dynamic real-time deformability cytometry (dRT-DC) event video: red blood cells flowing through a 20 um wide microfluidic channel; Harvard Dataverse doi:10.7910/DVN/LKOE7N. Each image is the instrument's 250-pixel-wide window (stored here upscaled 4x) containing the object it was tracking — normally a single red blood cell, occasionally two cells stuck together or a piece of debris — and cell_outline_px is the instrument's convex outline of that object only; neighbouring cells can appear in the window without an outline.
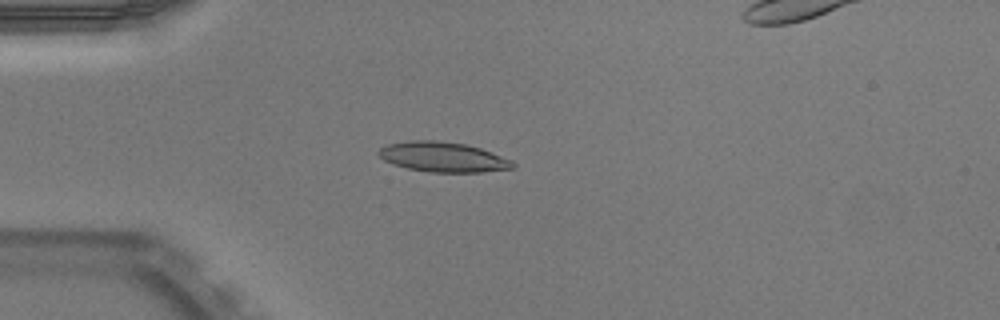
{"species": "Egyptian fruit bat (a non-hibernating species)", "species_latin": "Rousettus aegyptiacus", "temperature_condition": "warm", "stored_images_in_passage": 45, "camera_frame_rate_fps": 3000, "um_per_image_px": 0.085, "animal": {"sex": "male"}, "frame": {"image": 1, "passage_image": 14, "time_ms": 4.333, "image_size_px": [1000, 320], "cell_outline_px": [[516, 168], [480, 172], [432, 172], [408, 168], [392, 164], [384, 160], [376, 152], [380, 148], [388, 144], [408, 140], [436, 140], [468, 144], [492, 152], [512, 160], [516, 164]], "centroid_in_image_um": [37.67, 13.34], "position_along_channel_um": 47.3, "area_um2": 23.58}, "authors_computed_cell_mechanics": {"area_um2": 22.3686, "velocity_mm_per_s": 3.9605, "shape_relaxation_time_tau1_ms": 9.1955, "shape_relaxation_time_tau2_ms": 1.2451, "deformation_change_tau1": 0.2817, "deformation_change_tau2": 0.0708}}